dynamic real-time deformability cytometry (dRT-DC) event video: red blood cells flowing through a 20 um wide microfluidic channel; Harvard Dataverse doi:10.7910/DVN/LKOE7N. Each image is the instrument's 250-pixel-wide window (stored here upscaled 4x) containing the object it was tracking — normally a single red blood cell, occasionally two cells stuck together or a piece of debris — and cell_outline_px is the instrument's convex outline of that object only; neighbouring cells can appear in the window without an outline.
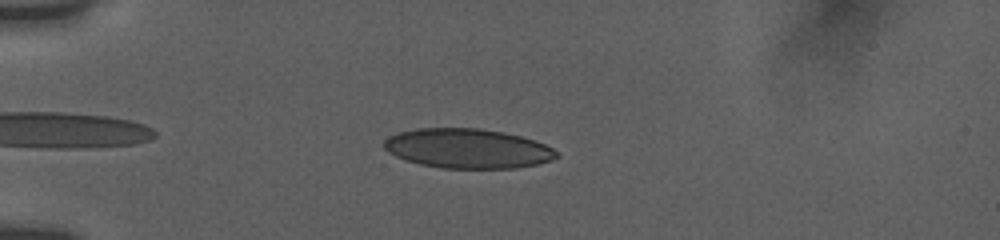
{"species": "human", "species_latin": "Homo sapiens", "temperature_condition": "room temperature", "stored_images_in_passage": 52, "camera_frame_rate_fps": 3000, "um_per_image_px": 0.085, "donor": {"sex": "female"}, "frame": {"image": 1, "passage_image": 8, "time_ms": 1.667, "image_size_px": [1000, 240], "cell_outline_px": [[560, 156], [552, 160], [536, 164], [516, 168], [440, 168], [420, 164], [404, 160], [388, 152], [384, 148], [384, 140], [388, 136], [396, 132], [416, 128], [480, 128], [504, 132], [536, 140], [552, 148]], "centroid_in_image_um": [39.72, 12.61], "position_along_channel_um": 45.3, "area_um2": 40.06}}
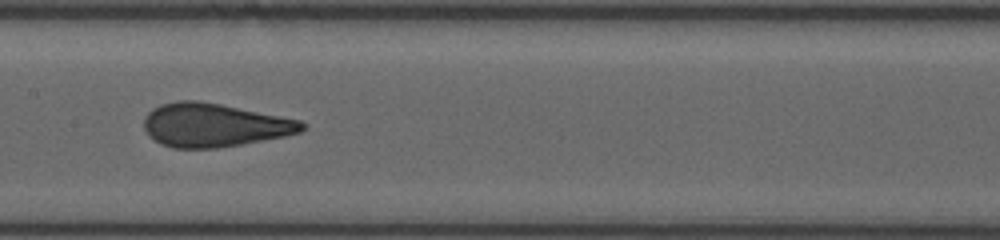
{"frame": {"image": 2, "passage_image": 32, "time_ms": 6.333, "image_size_px": [1000, 240], "cell_outline_px": [[308, 124], [300, 132], [284, 136], [240, 144], [216, 148], [172, 148], [160, 144], [144, 128], [144, 116], [152, 108], [160, 104], [176, 100], [200, 100], [300, 120]], "centroid_in_image_um": [18.18, 10.62], "position_along_channel_um": 189.2, "area_um2": 39.88}}
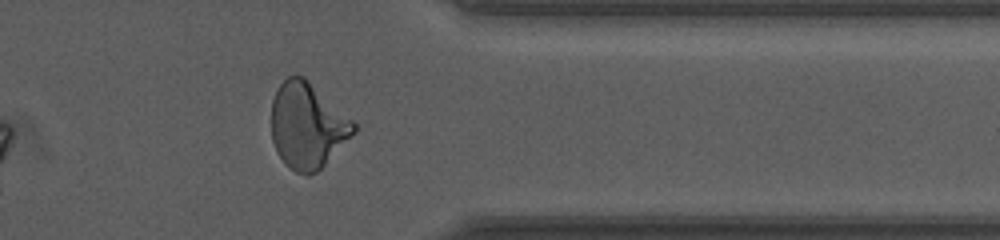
{"frame": {"image": 3, "passage_image": 45, "time_ms": 11.667, "image_size_px": [1000, 240], "cell_outline_px": [[356, 132], [316, 172], [308, 176], [296, 172], [288, 168], [284, 164], [276, 152], [272, 140], [272, 100], [280, 84], [288, 76], [304, 76], [352, 120], [356, 124]], "centroid_in_image_um": [26.11, 10.7], "position_along_channel_um": 385.3, "area_um2": 40.81}, "authors_computed_cell_mechanics": {"area_um2": 39.9976, "velocity_mm_per_s": 3.8126, "shape_relaxation_time_tau1_ms": 6.7617, "shape_relaxation_time_tau2_ms": null, "deformation_change_tau1": 0.192, "deformation_change_tau2": null}}